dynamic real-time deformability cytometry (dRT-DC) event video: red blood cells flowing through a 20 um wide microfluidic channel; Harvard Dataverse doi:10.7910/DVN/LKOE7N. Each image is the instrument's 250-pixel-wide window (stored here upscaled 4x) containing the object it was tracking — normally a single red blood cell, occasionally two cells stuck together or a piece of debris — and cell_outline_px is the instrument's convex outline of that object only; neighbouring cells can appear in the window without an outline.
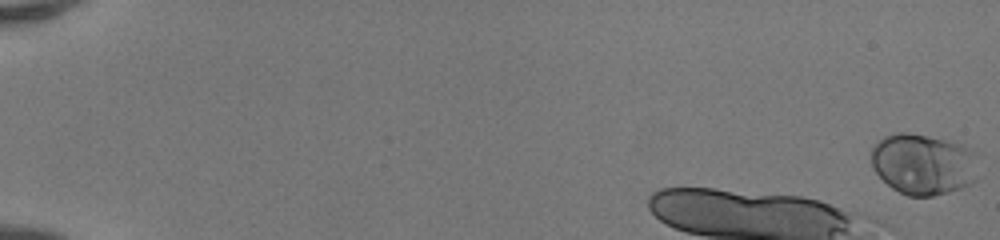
{"species": "human", "species_latin": "Homo sapiens", "temperature_condition": "room temperature", "stored_images_in_passage": 13, "camera_frame_rate_fps": 3000, "um_per_image_px": 0.085, "donor": {"sex": "female"}, "frame": {"image": 1, "passage_image": 1, "time_ms": 0.0, "image_size_px": [1000, 240], "cell_outline_px": [[976, 180], [960, 188], [948, 192], [932, 196], [908, 196], [892, 188], [872, 168], [872, 148], [884, 136], [896, 132], [908, 132], [928, 136], [960, 144], [976, 152]], "centroid_in_image_um": [78.47, 13.95], "position_along_channel_um": 6.5, "area_um2": 37.86}}